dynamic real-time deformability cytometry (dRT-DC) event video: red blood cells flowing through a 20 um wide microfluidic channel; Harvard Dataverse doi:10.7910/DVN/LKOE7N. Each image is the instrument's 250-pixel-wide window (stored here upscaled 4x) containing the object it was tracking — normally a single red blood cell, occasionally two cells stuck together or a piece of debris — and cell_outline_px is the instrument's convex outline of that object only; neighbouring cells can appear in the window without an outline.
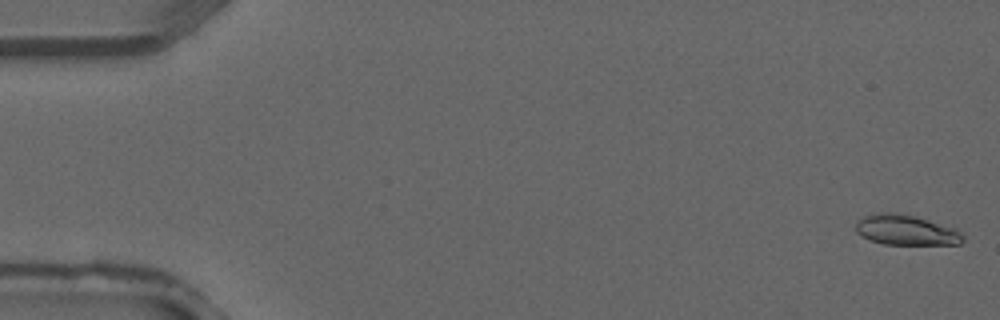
{"species": "common noctule bat (a hibernating species)", "species_latin": "Nyctalus noctula", "temperature_condition": "warm", "stored_images_in_passage": 4, "camera_frame_rate_fps": 3000, "um_per_image_px": 0.085, "animal": {"sex": "male", "forearm_length_mm": 52.5}, "frame": {"image": 1, "passage_image": 1, "time_ms": 0.0, "image_size_px": [1000, 320], "cell_outline_px": [[964, 240], [960, 244], [884, 244], [868, 240], [856, 232], [856, 224], [864, 216], [884, 212], [892, 212], [916, 216], [956, 228], [964, 232]], "centroid_in_image_um": [77.06, 19.56], "position_along_channel_um": 7.9, "area_um2": 18.96}}
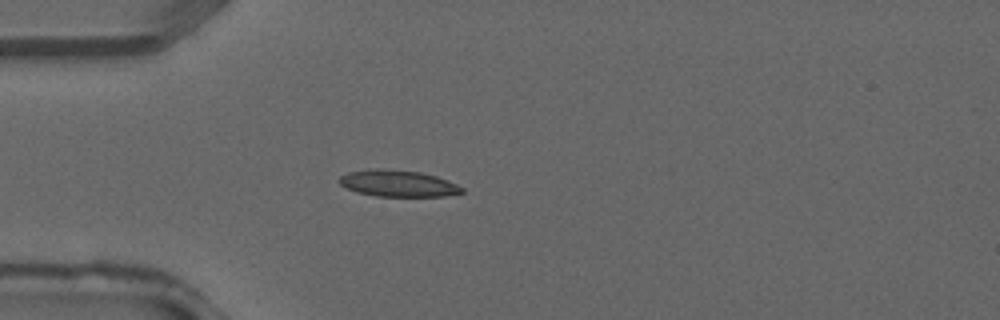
{"frame": {"image": 2, "passage_image": 4, "time_ms": 1.0, "image_size_px": [1000, 320], "cell_outline_px": [[464, 192], [444, 196], [376, 196], [356, 192], [340, 184], [336, 180], [340, 176], [348, 172], [376, 168], [420, 172], [436, 176], [456, 184], [464, 188]], "centroid_in_image_um": [33.8, 15.59], "position_along_channel_um": 51.2, "area_um2": 18.84}}